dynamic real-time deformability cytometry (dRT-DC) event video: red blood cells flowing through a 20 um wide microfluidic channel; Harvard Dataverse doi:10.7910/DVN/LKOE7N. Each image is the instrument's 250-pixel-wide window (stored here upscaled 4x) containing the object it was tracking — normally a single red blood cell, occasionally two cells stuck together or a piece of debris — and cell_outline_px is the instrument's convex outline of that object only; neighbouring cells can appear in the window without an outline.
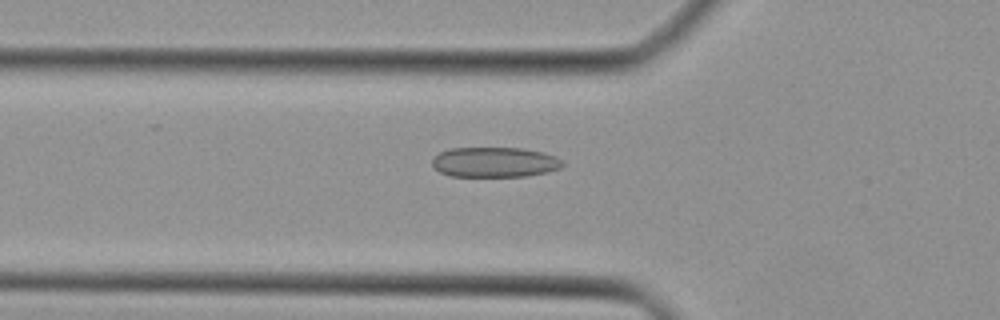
{"species": "Egyptian fruit bat (a non-hibernating species)", "species_latin": "Rousettus aegyptiacus", "temperature_condition": "cold", "stored_images_in_passage": 39, "camera_frame_rate_fps": 3000, "um_per_image_px": 0.085, "animal": {"sex": "female"}, "frame": {"image": 1, "passage_image": 10, "time_ms": 3.0, "image_size_px": [1000, 320], "cell_outline_px": [[564, 164], [560, 168], [548, 172], [528, 176], [452, 176], [440, 172], [432, 164], [432, 160], [440, 152], [448, 148], [524, 148], [544, 152], [556, 156]], "centroid_in_image_um": [42.07, 13.78], "position_along_channel_um": 83.7, "area_um2": 22.89}}
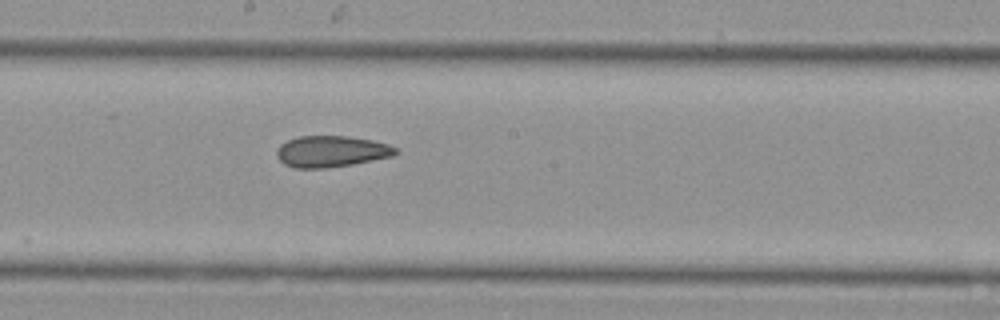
{"frame": {"image": 2, "passage_image": 19, "time_ms": 6.0, "image_size_px": [1000, 320], "cell_outline_px": [[400, 152], [392, 156], [352, 164], [324, 168], [296, 168], [284, 164], [276, 156], [276, 152], [280, 144], [288, 140], [300, 136], [348, 136], [372, 140], [388, 144], [396, 148]], "centroid_in_image_um": [28.16, 12.87], "position_along_channel_um": 220.0, "area_um2": 21.62}}
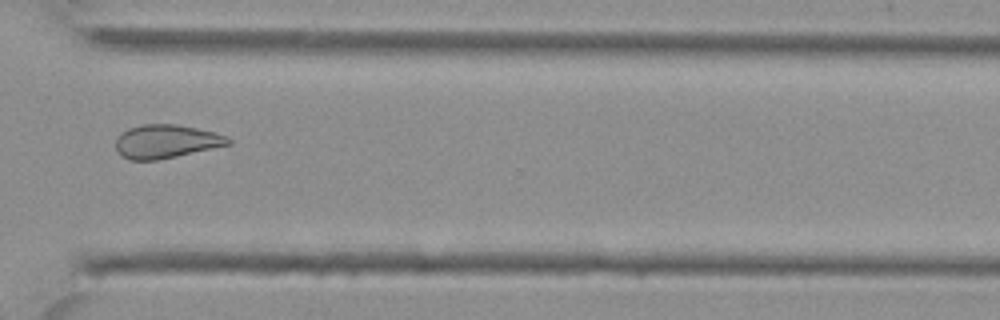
{"frame": {"image": 3, "passage_image": 28, "time_ms": 9.0, "image_size_px": [1000, 320], "cell_outline_px": [[232, 144], [176, 156], [156, 160], [128, 160], [116, 148], [116, 136], [120, 132], [128, 128], [144, 124], [176, 124], [216, 132], [228, 136], [232, 140]], "centroid_in_image_um": [14.14, 12.01], "position_along_channel_um": 356.5, "area_um2": 22.02}}